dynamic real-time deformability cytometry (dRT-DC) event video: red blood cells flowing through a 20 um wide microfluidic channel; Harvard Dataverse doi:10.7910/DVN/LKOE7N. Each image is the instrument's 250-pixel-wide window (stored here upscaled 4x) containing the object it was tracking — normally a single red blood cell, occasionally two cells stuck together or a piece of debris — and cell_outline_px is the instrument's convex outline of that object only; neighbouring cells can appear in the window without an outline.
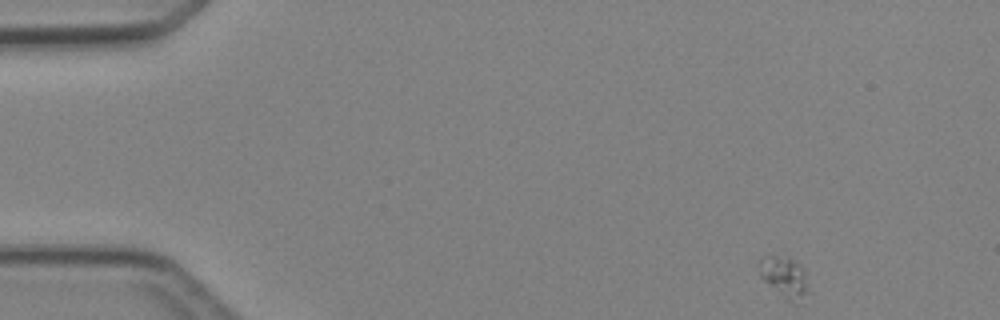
{"species": "Egyptian fruit bat (a non-hibernating species)", "species_latin": "Rousettus aegyptiacus", "temperature_condition": "cold", "stored_images_in_passage": 3, "camera_frame_rate_fps": 3000, "um_per_image_px": 0.085, "animal": {"sex": "female"}, "frame": {"image": 1, "passage_image": 1, "time_ms": 0.0, "image_size_px": [1000, 320], "cell_outline_px": [[808, 292], [804, 304], [796, 304], [788, 300], [764, 280], [760, 276], [756, 264], [756, 260], [764, 256], [788, 256], [800, 264], [804, 272]], "centroid_in_image_um": [66.67, 23.55], "position_along_channel_um": 18.3, "area_um2": 12.02}}